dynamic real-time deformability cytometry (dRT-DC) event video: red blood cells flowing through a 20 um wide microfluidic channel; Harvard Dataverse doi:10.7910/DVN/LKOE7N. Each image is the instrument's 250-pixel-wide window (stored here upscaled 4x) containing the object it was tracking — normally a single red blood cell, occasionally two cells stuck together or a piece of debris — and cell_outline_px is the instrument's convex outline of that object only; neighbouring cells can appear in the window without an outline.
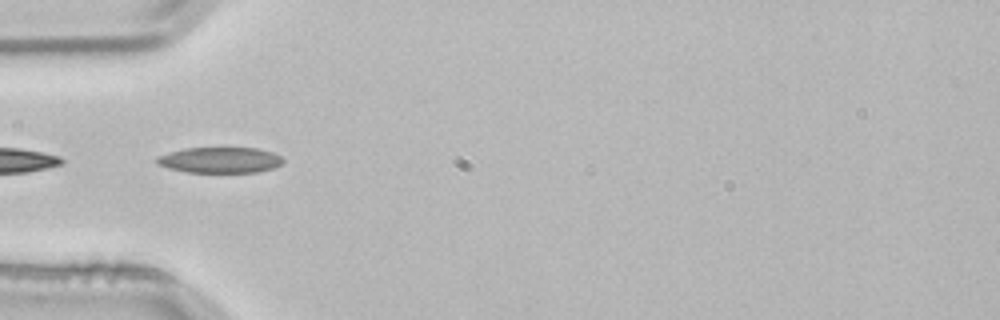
{"species": "common noctule bat (a hibernating species)", "species_latin": "Nyctalus noctula", "temperature_condition": "room temperature", "stored_images_in_passage": 4, "camera_frame_rate_fps": 3000, "um_per_image_px": 0.085, "animal": {"sex": "male", "body_mass_g": 21.5, "forearm_length_mm": 52.0}, "frame": {"image": 1, "passage_image": 4, "time_ms": 1.0, "image_size_px": [1000, 320], "cell_outline_px": [[284, 164], [272, 168], [256, 172], [188, 172], [168, 168], [156, 164], [156, 156], [168, 152], [184, 148], [256, 148], [272, 152], [280, 156], [284, 160]], "centroid_in_image_um": [18.68, 13.6], "position_along_channel_um": 66.3, "area_um2": 19.02}}